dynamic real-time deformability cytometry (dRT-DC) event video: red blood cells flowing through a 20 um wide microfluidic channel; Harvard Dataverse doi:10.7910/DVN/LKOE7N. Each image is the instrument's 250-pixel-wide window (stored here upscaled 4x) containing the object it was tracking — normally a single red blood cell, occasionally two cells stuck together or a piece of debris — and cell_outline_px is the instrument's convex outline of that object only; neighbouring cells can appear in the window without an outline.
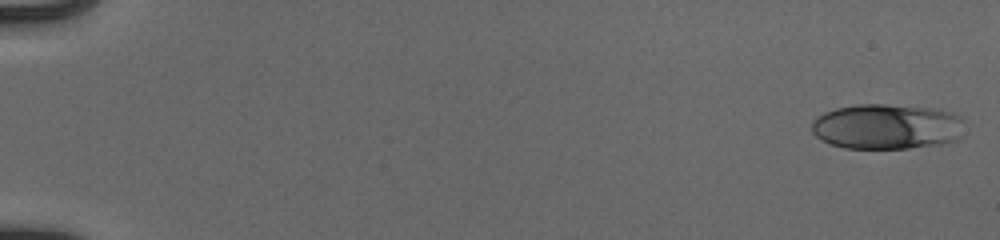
{"species": "human", "species_latin": "Homo sapiens", "temperature_condition": "cold", "stored_images_in_passage": 53, "camera_frame_rate_fps": 3000, "um_per_image_px": 0.085, "donor": {"sex": "male"}, "frame": {"image": 1, "passage_image": 1, "time_ms": 0.0, "image_size_px": [1000, 240], "cell_outline_px": [[964, 136], [960, 140], [940, 144], [908, 148], [844, 148], [828, 144], [820, 140], [812, 132], [812, 120], [824, 112], [836, 108], [860, 104], [884, 104], [932, 108], [952, 112], [960, 116], [964, 120]], "centroid_in_image_um": [75.42, 10.77], "position_along_channel_um": 9.6, "area_um2": 40.98}}
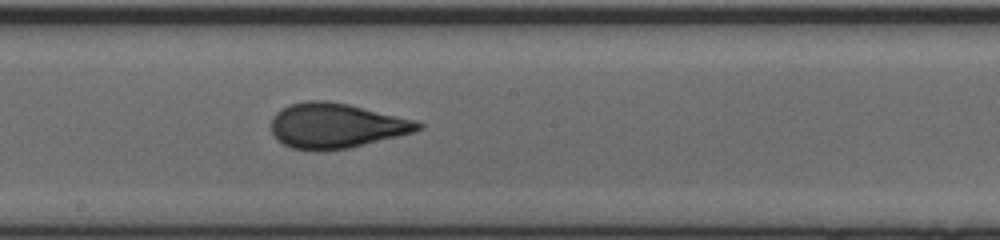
{"frame": {"image": 2, "passage_image": 31, "time_ms": 10.0, "image_size_px": [1000, 240], "cell_outline_px": [[424, 128], [412, 132], [348, 148], [316, 152], [292, 148], [284, 144], [272, 132], [272, 116], [280, 108], [288, 104], [304, 100], [328, 100], [348, 104], [416, 120], [424, 124]], "centroid_in_image_um": [28.54, 10.67], "position_along_channel_um": 219.7, "area_um2": 38.55}}
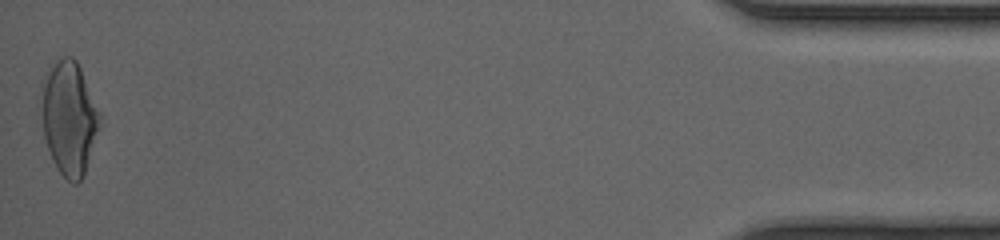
{"frame": {"image": 3, "passage_image": 53, "time_ms": 17.333, "image_size_px": [1000, 240], "cell_outline_px": [[100, 128], [84, 176], [76, 184], [72, 184], [56, 168], [52, 160], [44, 136], [40, 116], [40, 80], [44, 72], [60, 56], [72, 56], [76, 60], [80, 68], [100, 112]], "centroid_in_image_um": [5.83, 9.99], "position_along_channel_um": 429.4, "area_um2": 39.59}, "authors_computed_cell_mechanics": {"area_um2": 37.5122, "velocity_mm_per_s": 3.975, "shape_relaxation_time_tau1_ms": 4.2745, "shape_relaxation_time_tau2_ms": 0.8861, "deformation_change_tau1": 0.1796, "deformation_change_tau2": 0.0753}}